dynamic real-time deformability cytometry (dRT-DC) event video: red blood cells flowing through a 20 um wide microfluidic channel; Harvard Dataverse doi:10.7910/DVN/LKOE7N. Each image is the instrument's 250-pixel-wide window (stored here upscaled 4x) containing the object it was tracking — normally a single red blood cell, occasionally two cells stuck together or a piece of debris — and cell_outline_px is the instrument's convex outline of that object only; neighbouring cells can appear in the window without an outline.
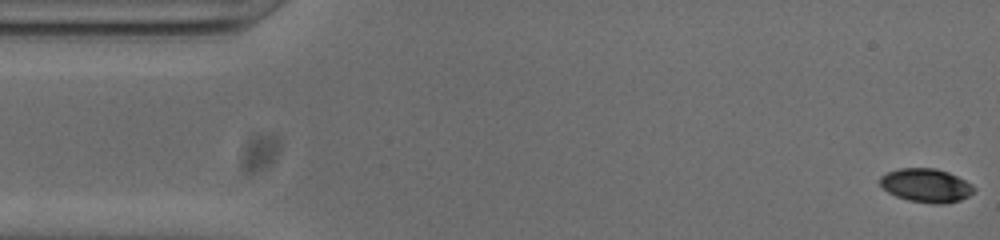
{"species": "common noctule bat (a hibernating species)", "species_latin": "Nyctalus noctula", "temperature_condition": "cold", "stored_images_in_passage": 53, "camera_frame_rate_fps": 3000, "um_per_image_px": 0.085, "animal": {"sex": "male", "body_mass_g": 20.0, "forearm_length_mm": 53.3}, "frame": {"image": 1, "passage_image": 1, "time_ms": 0.0, "image_size_px": [1000, 240], "cell_outline_px": [[976, 188], [968, 196], [960, 200], [944, 204], [932, 204], [908, 200], [896, 196], [888, 192], [880, 184], [880, 176], [888, 172], [900, 168], [936, 168], [948, 172], [972, 184]], "centroid_in_image_um": [78.72, 15.76], "position_along_channel_um": 6.3, "area_um2": 18.38}}
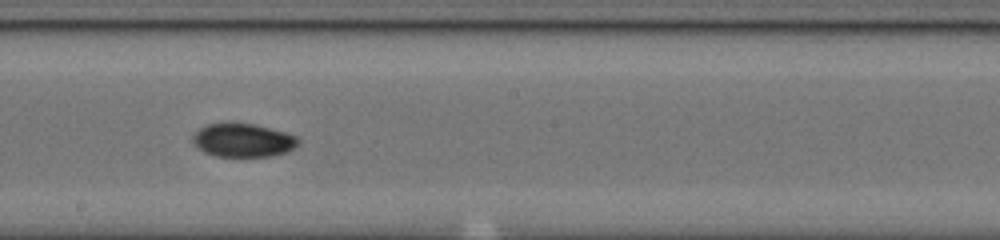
{"frame": {"image": 2, "passage_image": 28, "time_ms": 9.0, "image_size_px": [1000, 240], "cell_outline_px": [[300, 144], [288, 152], [272, 156], [216, 156], [204, 152], [192, 140], [192, 136], [200, 128], [208, 124], [252, 124], [284, 132], [296, 136], [300, 140]], "centroid_in_image_um": [20.7, 11.94], "position_along_channel_um": 227.5, "area_um2": 20.23}}
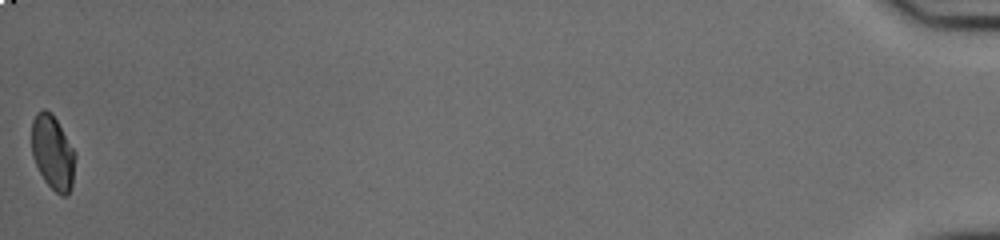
{"frame": {"image": 3, "passage_image": 53, "time_ms": 17.333, "image_size_px": [1000, 240], "cell_outline_px": [[76, 156], [72, 184], [68, 196], [60, 196], [44, 180], [32, 156], [32, 120], [36, 112], [44, 108], [52, 112], [76, 152]], "centroid_in_image_um": [4.49, 12.94], "position_along_channel_um": 430.7, "area_um2": 19.07}, "authors_computed_cell_mechanics": {"area_um2": 19.7098, "velocity_mm_per_s": 3.7893, "shape_relaxation_time_tau1_ms": null, "shape_relaxation_time_tau2_ms": 4.0819, "deformation_change_tau1": null, "deformation_change_tau2": 0.053}}